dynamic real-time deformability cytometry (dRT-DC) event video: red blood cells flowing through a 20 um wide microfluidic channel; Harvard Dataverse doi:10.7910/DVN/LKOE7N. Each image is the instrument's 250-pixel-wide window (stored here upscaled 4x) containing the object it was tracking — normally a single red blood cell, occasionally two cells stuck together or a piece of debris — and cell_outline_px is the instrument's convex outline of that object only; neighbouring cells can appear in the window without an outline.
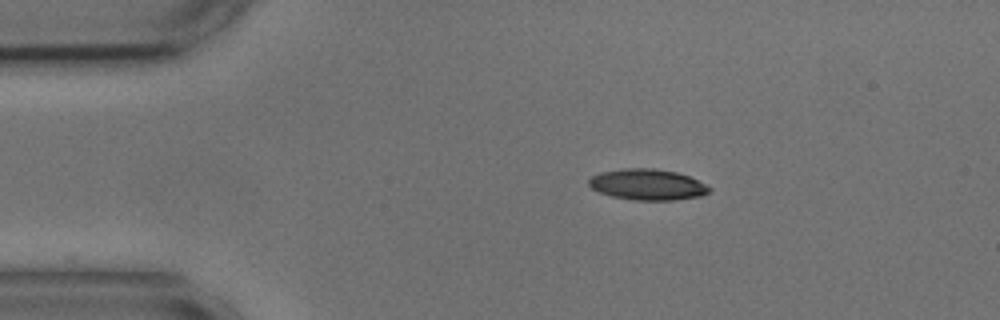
{"species": "common noctule bat (a hibernating species)", "species_latin": "Nyctalus noctula", "temperature_condition": "cold", "stored_images_in_passage": 46, "camera_frame_rate_fps": 3000, "um_per_image_px": 0.085, "animal": {"sex": "male", "body_mass_g": 17.9, "forearm_length_mm": 54.2}, "frame": {"image": 1, "passage_image": 1, "time_ms": 0.0, "image_size_px": [1000, 320], "cell_outline_px": [[712, 188], [708, 192], [700, 196], [672, 200], [632, 200], [612, 196], [600, 192], [592, 188], [588, 184], [588, 180], [592, 176], [600, 172], [624, 168], [652, 168], [676, 172], [688, 176], [708, 184]], "centroid_in_image_um": [55.04, 15.68], "position_along_channel_um": 30.0, "area_um2": 21.73}}
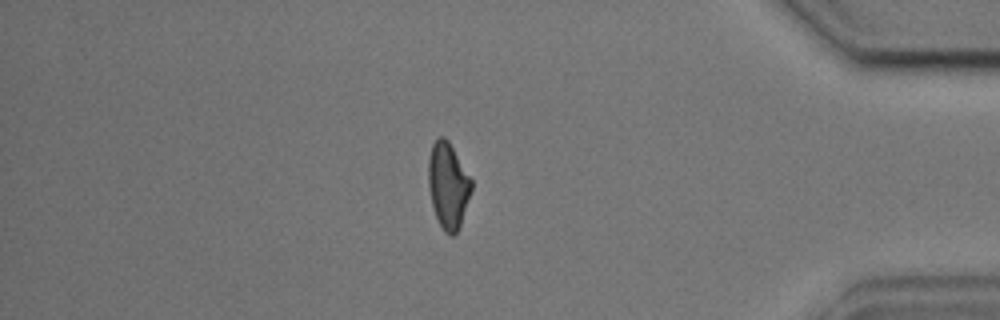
{"frame": {"image": 2, "passage_image": 38, "time_ms": 12.333, "image_size_px": [1000, 320], "cell_outline_px": [[472, 188], [460, 228], [452, 236], [448, 236], [444, 232], [436, 216], [432, 204], [428, 188], [428, 160], [432, 144], [440, 136], [444, 136], [448, 140], [472, 180]], "centroid_in_image_um": [38.08, 15.78], "position_along_channel_um": 397.1, "area_um2": 21.56}}
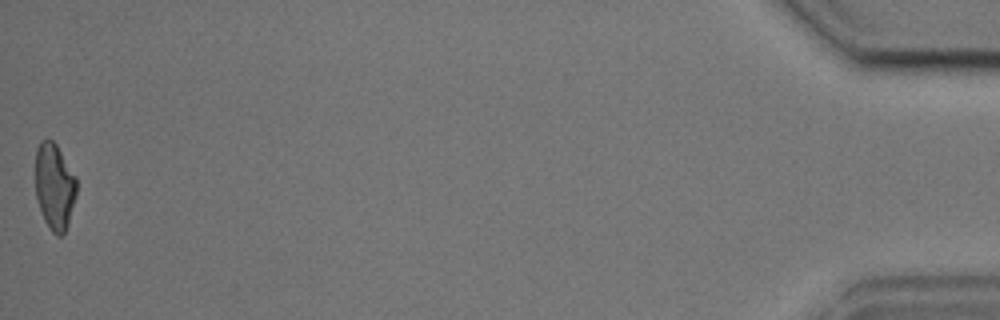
{"frame": {"image": 3, "passage_image": 46, "time_ms": 15.0, "image_size_px": [1000, 320], "cell_outline_px": [[76, 196], [68, 224], [64, 232], [60, 236], [56, 236], [48, 228], [44, 220], [36, 200], [36, 148], [40, 140], [52, 140], [56, 144], [76, 176]], "centroid_in_image_um": [4.63, 15.86], "position_along_channel_um": 430.6, "area_um2": 20.81}, "authors_computed_cell_mechanics": {"area_um2": 21.964, "velocity_mm_per_s": 3.6277, "shape_relaxation_time_tau1_ms": 5.1248, "shape_relaxation_time_tau2_ms": 3.2128, "deformation_change_tau1": 0.1556, "deformation_change_tau2": 0.0993}}